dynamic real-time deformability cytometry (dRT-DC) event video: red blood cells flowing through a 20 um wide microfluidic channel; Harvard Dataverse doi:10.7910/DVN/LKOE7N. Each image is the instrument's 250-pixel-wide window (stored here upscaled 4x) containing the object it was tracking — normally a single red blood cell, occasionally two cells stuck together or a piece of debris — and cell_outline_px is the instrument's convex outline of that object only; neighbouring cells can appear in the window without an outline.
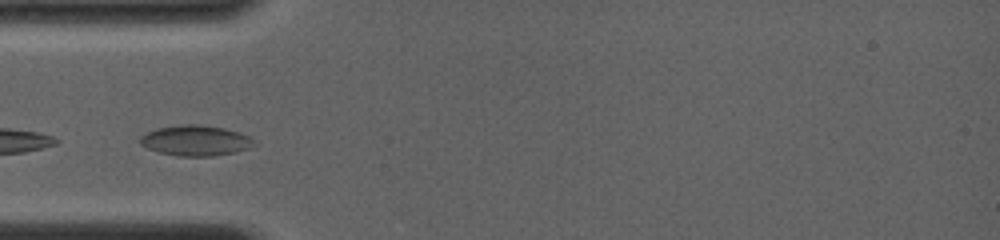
{"species": "common noctule bat (a hibernating species)", "species_latin": "Nyctalus noctula", "temperature_condition": "room temperature", "stored_images_in_passage": 20, "camera_frame_rate_fps": 4000, "um_per_image_px": 0.085, "animal": {"sex": "female", "body_mass_g": 19.0, "forearm_length_mm": 56.7}, "frame": {"image": 1, "passage_image": 3, "time_ms": 0.25, "image_size_px": [1000, 240], "cell_outline_px": [[256, 144], [248, 148], [236, 152], [212, 156], [180, 156], [160, 152], [148, 148], [140, 144], [140, 136], [156, 128], [180, 124], [196, 124], [224, 128], [240, 132], [248, 136]], "centroid_in_image_um": [16.62, 11.94], "position_along_channel_um": 68.4, "area_um2": 20.11}}